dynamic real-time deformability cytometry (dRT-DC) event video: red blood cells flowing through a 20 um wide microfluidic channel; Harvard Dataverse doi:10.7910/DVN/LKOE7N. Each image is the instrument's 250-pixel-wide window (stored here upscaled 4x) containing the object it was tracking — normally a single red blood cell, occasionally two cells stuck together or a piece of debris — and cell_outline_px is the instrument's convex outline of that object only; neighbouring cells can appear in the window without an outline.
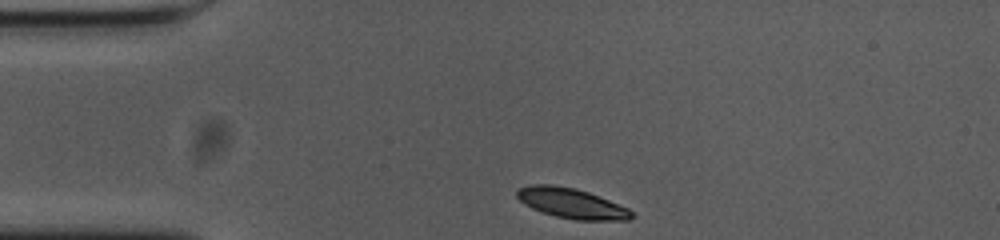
{"species": "common noctule bat (a hibernating species)", "species_latin": "Nyctalus noctula", "temperature_condition": "cold", "stored_images_in_passage": 34, "camera_frame_rate_fps": 3000, "um_per_image_px": 0.085, "animal": {"sex": "female", "body_mass_g": 23.0, "forearm_length_mm": 53.4}, "frame": {"image": 1, "passage_image": 1, "time_ms": 0.0, "image_size_px": [1000, 240], "cell_outline_px": [[636, 216], [632, 220], [576, 220], [556, 216], [532, 208], [524, 204], [516, 196], [516, 188], [532, 184], [552, 184], [576, 188], [588, 192], [628, 208]], "centroid_in_image_um": [48.58, 17.27], "position_along_channel_um": 36.4, "area_um2": 20.17}}
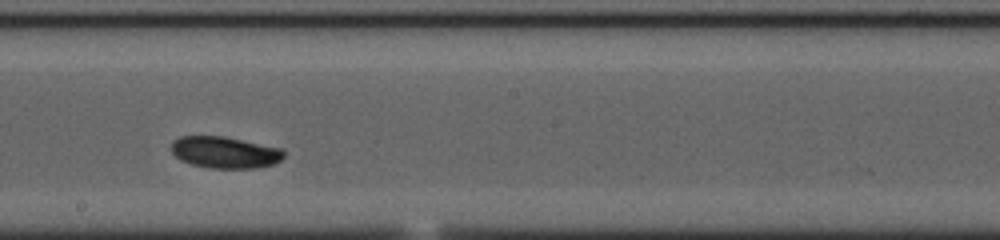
{"frame": {"image": 2, "passage_image": 20, "time_ms": 6.333, "image_size_px": [1000, 240], "cell_outline_px": [[284, 156], [276, 164], [256, 168], [208, 168], [192, 164], [180, 160], [172, 152], [172, 140], [180, 136], [224, 136], [284, 148]], "centroid_in_image_um": [19.14, 12.95], "position_along_channel_um": 229.1, "area_um2": 20.98}}
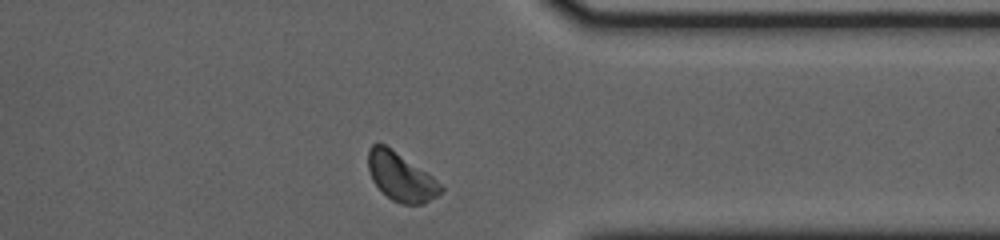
{"frame": {"image": 3, "passage_image": 33, "time_ms": 10.667, "image_size_px": [1000, 240], "cell_outline_px": [[444, 192], [424, 204], [400, 204], [392, 200], [372, 180], [368, 168], [368, 148], [372, 144], [384, 144], [428, 172], [444, 188]], "centroid_in_image_um": [34.1, 15.04], "position_along_channel_um": 377.3, "area_um2": 20.4}}